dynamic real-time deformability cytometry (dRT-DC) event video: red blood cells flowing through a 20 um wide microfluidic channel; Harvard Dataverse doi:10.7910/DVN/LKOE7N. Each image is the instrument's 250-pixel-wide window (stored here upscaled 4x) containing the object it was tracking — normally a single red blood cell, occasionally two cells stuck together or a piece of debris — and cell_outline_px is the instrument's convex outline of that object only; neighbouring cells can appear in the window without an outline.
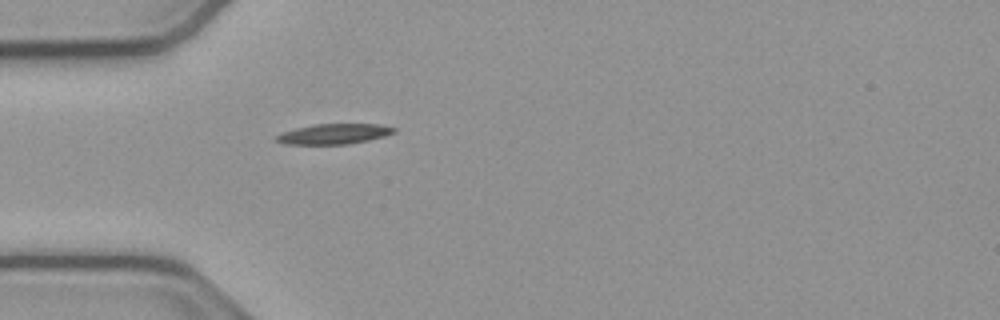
{"species": "common noctule bat (a hibernating species)", "species_latin": "Nyctalus noctula", "temperature_condition": "cold", "stored_images_in_passage": 39, "camera_frame_rate_fps": 3000, "um_per_image_px": 0.085, "animal": {"sex": "male", "body_mass_g": 23.1, "forearm_length_mm": 52.7}, "frame": {"image": 1, "passage_image": 1, "time_ms": 0.0, "image_size_px": [1000, 320], "cell_outline_px": [[396, 132], [384, 136], [368, 140], [348, 144], [284, 144], [272, 140], [280, 132], [312, 124], [380, 124], [396, 128]], "centroid_in_image_um": [28.34, 11.38], "position_along_channel_um": 56.7, "area_um2": 14.05}}
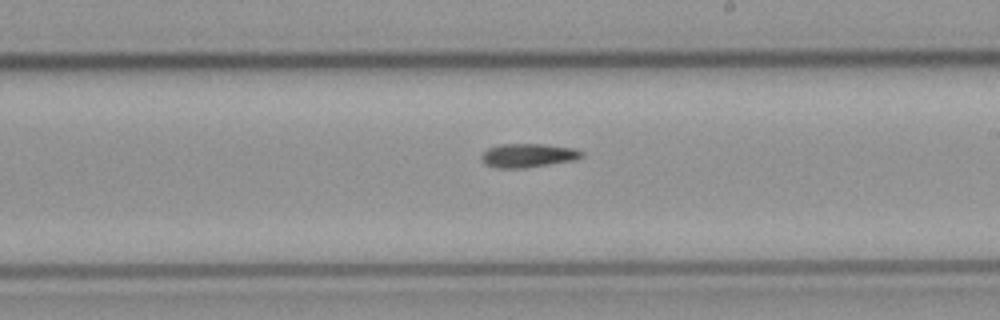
{"frame": {"image": 2, "passage_image": 16, "time_ms": 5.0, "image_size_px": [1000, 320], "cell_outline_px": [[584, 156], [576, 160], [524, 168], [496, 168], [484, 164], [480, 156], [488, 148], [500, 144], [544, 144], [576, 148], [584, 152]], "centroid_in_image_um": [44.91, 13.21], "position_along_channel_um": 244.1, "area_um2": 14.1}}
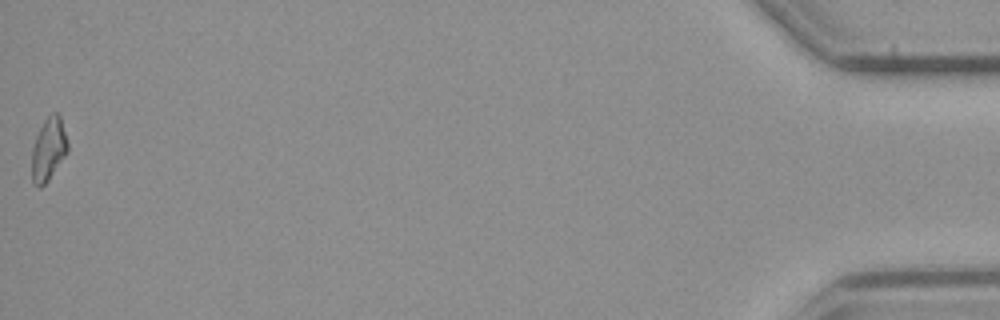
{"frame": {"image": 3, "passage_image": 39, "time_ms": 12.667, "image_size_px": [1000, 320], "cell_outline_px": [[68, 152], [48, 180], [40, 188], [32, 184], [32, 148], [36, 136], [44, 120], [52, 112], [56, 112], [60, 116], [68, 144]], "centroid_in_image_um": [4.11, 12.7], "position_along_channel_um": 431.1, "area_um2": 13.12}, "authors_computed_cell_mechanics": {"area_um2": 13.3518, "velocity_mm_per_s": 3.8251, "shape_relaxation_time_tau1_ms": 10.0157, "shape_relaxation_time_tau2_ms": null, "deformation_change_tau1": 0.2078, "deformation_change_tau2": null}}